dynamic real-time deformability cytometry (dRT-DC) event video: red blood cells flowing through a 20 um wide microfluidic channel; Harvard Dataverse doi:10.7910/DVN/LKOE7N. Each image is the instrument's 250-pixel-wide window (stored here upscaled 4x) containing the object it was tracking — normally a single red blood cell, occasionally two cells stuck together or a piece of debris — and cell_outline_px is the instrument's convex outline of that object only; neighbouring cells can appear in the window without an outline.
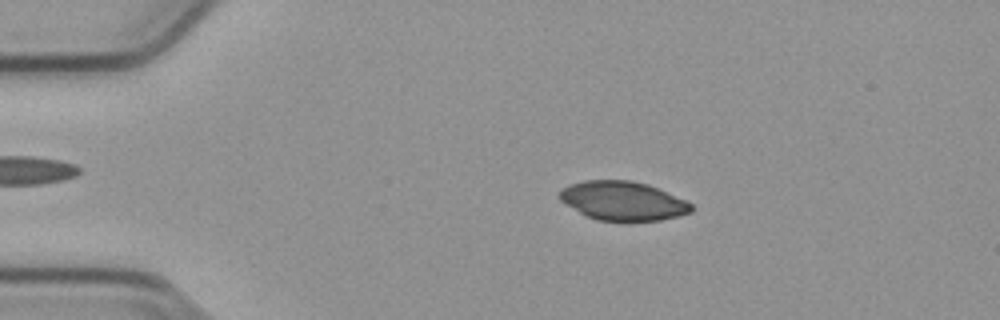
{"species": "common noctule bat (a hibernating species)", "species_latin": "Nyctalus noctula", "temperature_condition": "cold", "stored_images_in_passage": 51, "camera_frame_rate_fps": 3000, "um_per_image_px": 0.085, "animal": {"sex": "male", "body_mass_g": 23.1, "forearm_length_mm": 52.7}, "frame": {"image": 1, "passage_image": 8, "time_ms": 2.333, "image_size_px": [1000, 320], "cell_outline_px": [[692, 212], [660, 220], [596, 220], [580, 212], [560, 200], [560, 192], [568, 184], [584, 180], [632, 180], [648, 184], [684, 200], [692, 204]], "centroid_in_image_um": [52.93, 17.05], "position_along_channel_um": 32.1, "area_um2": 29.42}}
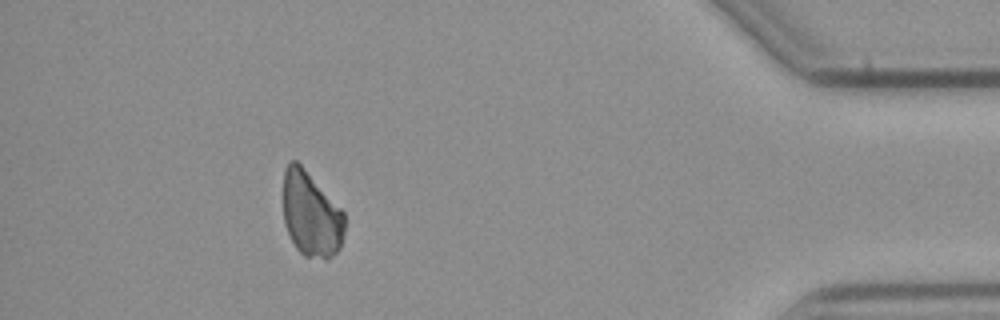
{"frame": {"image": 2, "passage_image": 46, "time_ms": 15.0, "image_size_px": [1000, 320], "cell_outline_px": [[344, 232], [340, 248], [328, 260], [304, 256], [296, 248], [284, 224], [284, 168], [288, 160], [296, 160], [300, 164], [344, 212]], "centroid_in_image_um": [26.43, 18.23], "position_along_channel_um": 408.8, "area_um2": 30.29}}